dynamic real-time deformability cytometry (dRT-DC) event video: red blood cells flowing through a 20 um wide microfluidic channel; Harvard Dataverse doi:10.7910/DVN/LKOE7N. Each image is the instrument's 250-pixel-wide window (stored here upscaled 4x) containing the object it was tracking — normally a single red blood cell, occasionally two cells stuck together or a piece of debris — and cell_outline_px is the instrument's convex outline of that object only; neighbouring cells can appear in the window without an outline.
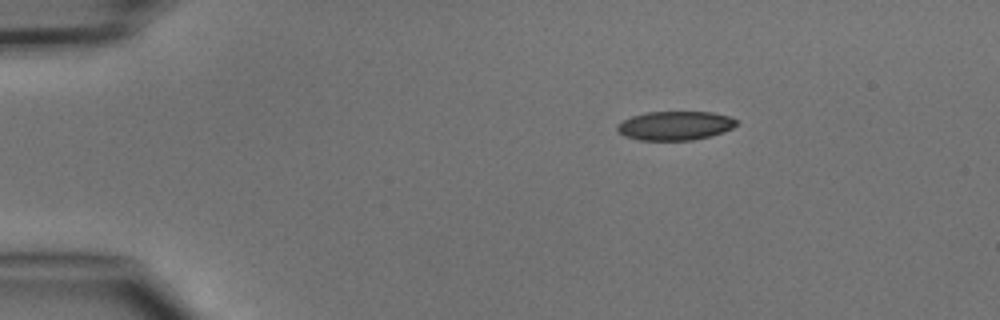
{"species": "common noctule bat (a hibernating species)", "species_latin": "Nyctalus noctula", "temperature_condition": "cold", "stored_images_in_passage": 2, "camera_frame_rate_fps": 3000, "um_per_image_px": 0.085, "animal": {"sex": "male", "body_mass_g": 15.6}, "frame": {"image": 1, "passage_image": 1, "time_ms": 0.0, "image_size_px": [1000, 320], "cell_outline_px": [[736, 124], [732, 128], [724, 132], [692, 140], [640, 140], [624, 136], [616, 128], [616, 124], [632, 116], [648, 112], [712, 112], [732, 116], [736, 120]], "centroid_in_image_um": [57.39, 10.67], "position_along_channel_um": 27.6, "area_um2": 20.06}}